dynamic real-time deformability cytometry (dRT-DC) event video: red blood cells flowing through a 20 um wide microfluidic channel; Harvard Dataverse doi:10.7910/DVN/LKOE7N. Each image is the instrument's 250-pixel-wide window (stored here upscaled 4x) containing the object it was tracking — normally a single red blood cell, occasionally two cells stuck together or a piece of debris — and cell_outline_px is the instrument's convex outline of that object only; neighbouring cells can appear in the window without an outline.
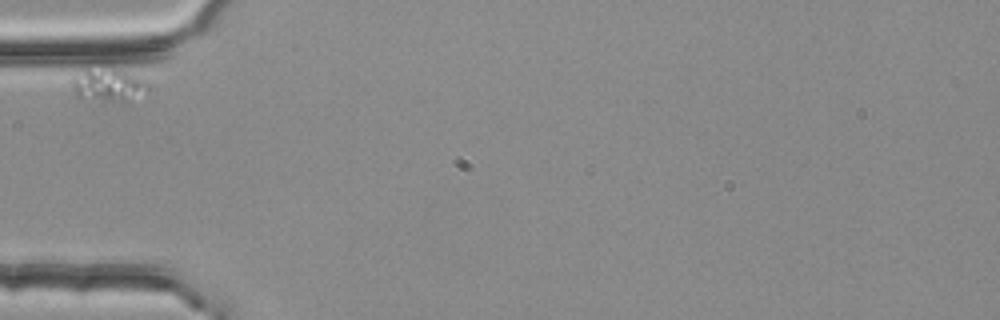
{"species": "common noctule bat (a hibernating species)", "species_latin": "Nyctalus noctula", "temperature_condition": "room temperature", "stored_images_in_passage": 2, "camera_frame_rate_fps": 3000, "um_per_image_px": 0.085, "animal": {"sex": "female", "body_mass_g": 25.1}, "frame": {"image": 1, "passage_image": 1, "time_ms": 0.0, "image_size_px": [1000, 320], "cell_outline_px": [[152, 84], [148, 88], [124, 104], [80, 100], [76, 96], [72, 88], [72, 80], [88, 68], [112, 64]], "centroid_in_image_um": [9.19, 7.23], "position_along_channel_um": 75.8, "area_um2": 15.66}}